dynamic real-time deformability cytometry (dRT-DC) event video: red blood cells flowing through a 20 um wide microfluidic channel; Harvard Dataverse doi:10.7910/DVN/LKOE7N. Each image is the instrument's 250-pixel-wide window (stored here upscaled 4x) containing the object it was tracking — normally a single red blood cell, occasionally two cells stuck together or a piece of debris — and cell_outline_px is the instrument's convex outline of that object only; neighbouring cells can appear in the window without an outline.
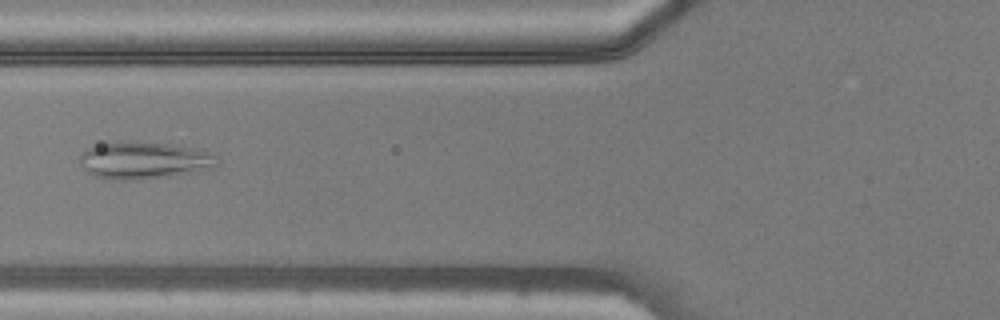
{"species": "common noctule bat (a hibernating species)", "species_latin": "Nyctalus noctula", "temperature_condition": "warm", "stored_images_in_passage": 46, "camera_frame_rate_fps": 3000, "um_per_image_px": 0.085, "animal": {"sex": "male", "body_mass_g": 20.5, "forearm_length_mm": 52.5}, "frame": {"image": 1, "passage_image": 18, "time_ms": 5.667, "image_size_px": [1000, 320], "cell_outline_px": [[216, 168], [172, 176], [136, 180], [108, 180], [96, 176], [88, 172], [80, 164], [80, 156], [88, 148], [100, 144], [168, 144], [196, 148], [212, 152], [216, 156]], "centroid_in_image_um": [12.3, 13.68], "position_along_channel_um": 113.5, "area_um2": 29.07}}
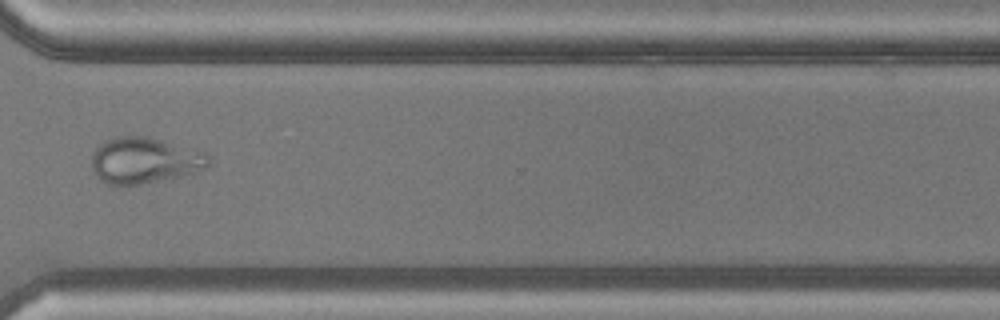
{"frame": {"image": 2, "passage_image": 35, "time_ms": 11.333, "image_size_px": [1000, 320], "cell_outline_px": [[212, 164], [204, 168], [192, 172], [176, 176], [140, 184], [108, 184], [100, 180], [96, 176], [92, 168], [92, 156], [96, 148], [104, 140], [116, 136], [140, 136], [160, 140], [192, 148], [204, 152], [208, 156]], "centroid_in_image_um": [12.25, 13.62], "position_along_channel_um": 358.4, "area_um2": 30.87}}
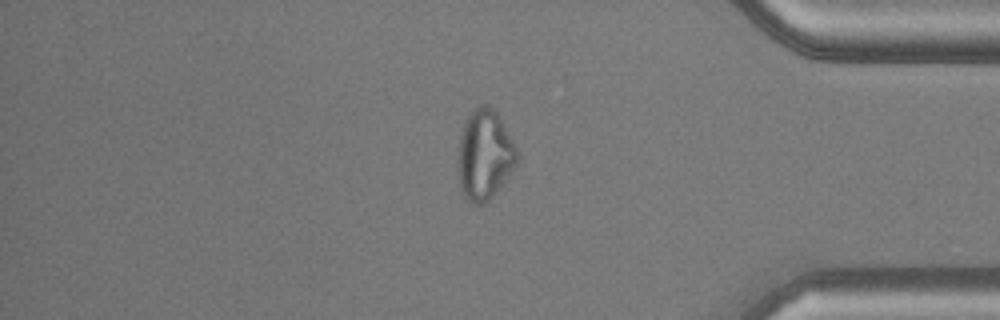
{"frame": {"image": 3, "passage_image": 39, "time_ms": 12.667, "image_size_px": [1000, 320], "cell_outline_px": [[520, 156], [512, 172], [492, 196], [484, 204], [472, 204], [460, 192], [460, 136], [464, 120], [472, 108], [480, 104], [488, 104], [500, 116]], "centroid_in_image_um": [41.21, 13.13], "position_along_channel_um": 394.0, "area_um2": 30.87}}